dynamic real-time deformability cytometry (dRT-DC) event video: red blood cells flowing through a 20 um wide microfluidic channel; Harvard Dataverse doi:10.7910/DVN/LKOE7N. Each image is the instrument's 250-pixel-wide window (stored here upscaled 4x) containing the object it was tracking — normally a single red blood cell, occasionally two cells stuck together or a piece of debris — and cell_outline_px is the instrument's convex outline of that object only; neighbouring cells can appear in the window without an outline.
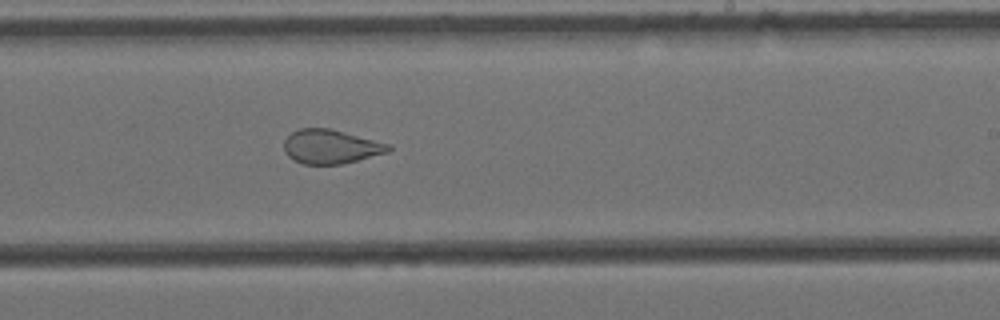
{"species": "Egyptian fruit bat (a non-hibernating species)", "species_latin": "Rousettus aegyptiacus", "temperature_condition": "cold", "stored_images_in_passage": 9, "camera_frame_rate_fps": 3000, "um_per_image_px": 0.085, "animal": {"sex": "female"}, "frame": {"image": 1, "passage_image": 9, "time_ms": 2.667, "image_size_px": [1000, 320], "cell_outline_px": [[392, 148], [388, 152], [340, 164], [304, 164], [288, 156], [284, 152], [284, 140], [292, 132], [300, 128], [332, 128], [392, 144]], "centroid_in_image_um": [28.14, 12.44], "position_along_channel_um": 260.9, "area_um2": 20.81}}